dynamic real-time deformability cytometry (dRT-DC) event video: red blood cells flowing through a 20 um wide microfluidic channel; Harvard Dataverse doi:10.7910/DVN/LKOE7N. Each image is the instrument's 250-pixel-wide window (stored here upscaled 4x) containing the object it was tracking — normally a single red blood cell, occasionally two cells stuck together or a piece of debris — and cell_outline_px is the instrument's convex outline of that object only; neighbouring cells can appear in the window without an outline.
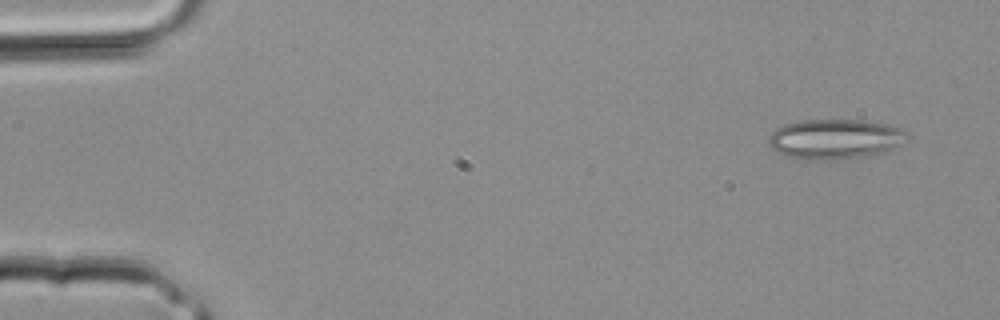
{"species": "common noctule bat (a hibernating species)", "species_latin": "Nyctalus noctula", "temperature_condition": "room temperature", "stored_images_in_passage": 3, "camera_frame_rate_fps": 3000, "um_per_image_px": 0.085, "animal": {"sex": "male", "body_mass_g": 20.4}, "frame": {"image": 1, "passage_image": 1, "time_ms": 0.0, "image_size_px": [1000, 320], "cell_outline_px": [[908, 140], [884, 152], [864, 156], [832, 160], [812, 160], [788, 156], [772, 148], [768, 144], [768, 140], [772, 132], [776, 128], [784, 124], [800, 120], [860, 120], [888, 124], [900, 128], [904, 132]], "centroid_in_image_um": [70.96, 11.81], "position_along_channel_um": 14.0, "area_um2": 32.02}}
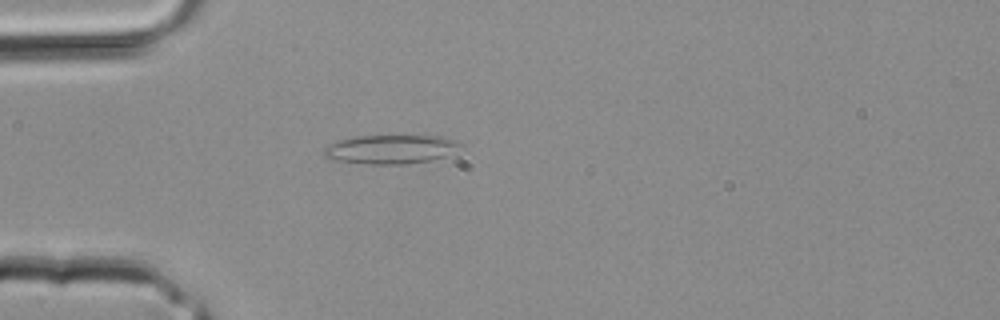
{"frame": {"image": 2, "passage_image": 3, "time_ms": 0.667, "image_size_px": [1000, 320], "cell_outline_px": [[460, 144], [444, 156], [432, 160], [408, 164], [364, 164], [340, 160], [324, 156], [324, 148], [328, 144], [340, 140], [356, 136], [444, 136], [456, 140]], "centroid_in_image_um": [33.18, 12.68], "position_along_channel_um": 51.8, "area_um2": 22.6}}